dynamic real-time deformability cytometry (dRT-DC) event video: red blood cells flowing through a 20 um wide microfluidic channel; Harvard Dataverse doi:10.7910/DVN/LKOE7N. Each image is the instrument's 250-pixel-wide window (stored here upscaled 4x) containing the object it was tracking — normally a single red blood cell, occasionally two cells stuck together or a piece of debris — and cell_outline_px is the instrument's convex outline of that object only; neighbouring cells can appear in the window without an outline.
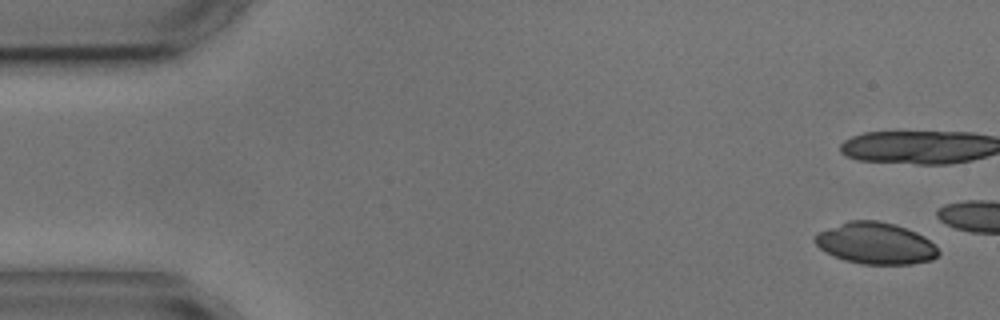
{"species": "common noctule bat (a hibernating species)", "species_latin": "Nyctalus noctula", "temperature_condition": "cold", "stored_images_in_passage": 4, "camera_frame_rate_fps": 3000, "um_per_image_px": 0.085, "animal": {"sex": "male", "body_mass_g": 17.9, "forearm_length_mm": 54.2}, "frame": {"image": 1, "passage_image": 1, "time_ms": 0.0, "image_size_px": [1000, 320], "cell_outline_px": [[940, 252], [932, 260], [912, 264], [860, 264], [844, 260], [820, 248], [812, 240], [816, 232], [848, 220], [876, 220], [896, 224], [916, 232], [924, 236]], "centroid_in_image_um": [74.4, 20.67], "position_along_channel_um": 10.6, "area_um2": 29.94}}